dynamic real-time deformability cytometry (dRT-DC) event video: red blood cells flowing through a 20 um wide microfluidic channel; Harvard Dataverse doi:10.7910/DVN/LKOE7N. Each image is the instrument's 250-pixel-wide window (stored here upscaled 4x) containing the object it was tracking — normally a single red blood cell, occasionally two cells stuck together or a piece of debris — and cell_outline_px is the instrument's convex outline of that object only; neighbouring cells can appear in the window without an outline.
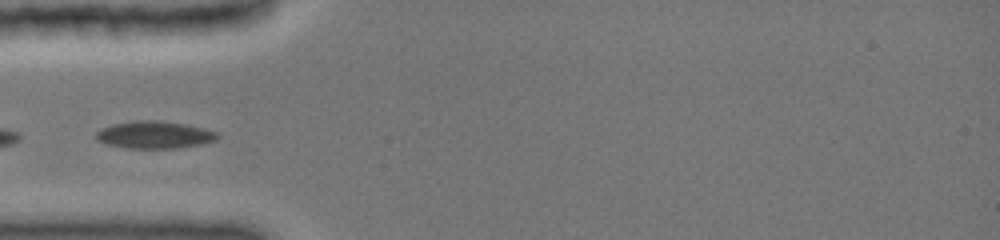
{"species": "common noctule bat (a hibernating species)", "species_latin": "Nyctalus noctula", "temperature_condition": "cold", "stored_images_in_passage": 3, "camera_frame_rate_fps": 3000, "um_per_image_px": 0.085, "animal": {"sex": "female", "body_mass_g": 19.0, "forearm_length_mm": 51.5}, "frame": {"image": 1, "passage_image": 2, "time_ms": 1.0, "image_size_px": [1000, 240], "cell_outline_px": [[220, 136], [216, 140], [200, 144], [176, 148], [128, 148], [104, 144], [96, 140], [96, 132], [112, 124], [140, 120], [156, 120], [184, 124], [204, 128], [216, 132]], "centroid_in_image_um": [13.12, 11.46], "position_along_channel_um": 71.9, "area_um2": 19.19}}